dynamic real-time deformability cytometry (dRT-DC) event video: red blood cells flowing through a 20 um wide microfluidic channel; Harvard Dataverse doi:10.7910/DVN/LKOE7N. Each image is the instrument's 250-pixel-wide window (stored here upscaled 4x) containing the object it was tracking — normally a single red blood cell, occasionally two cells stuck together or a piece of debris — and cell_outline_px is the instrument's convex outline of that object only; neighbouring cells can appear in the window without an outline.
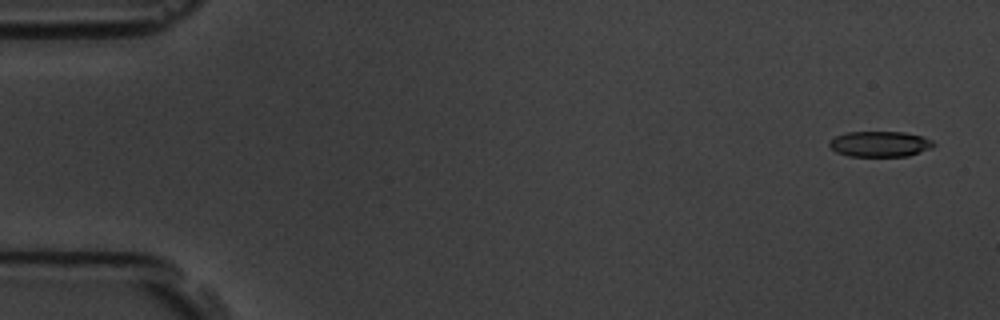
{"species": "common noctule bat (a hibernating species)", "species_latin": "Nyctalus noctula", "temperature_condition": "room temperature", "stored_images_in_passage": 5, "camera_frame_rate_fps": 3000, "um_per_image_px": 0.085, "animal": {"sex": "male", "body_mass_g": 19.5, "forearm_length_mm": 54.6}, "frame": {"image": 1, "passage_image": 1, "time_ms": 0.0, "image_size_px": [1000, 320], "cell_outline_px": [[936, 144], [932, 148], [908, 156], [848, 156], [836, 152], [828, 144], [828, 140], [844, 132], [904, 132], [920, 136], [932, 140]], "centroid_in_image_um": [74.77, 12.24], "position_along_channel_um": 10.2, "area_um2": 15.61}}
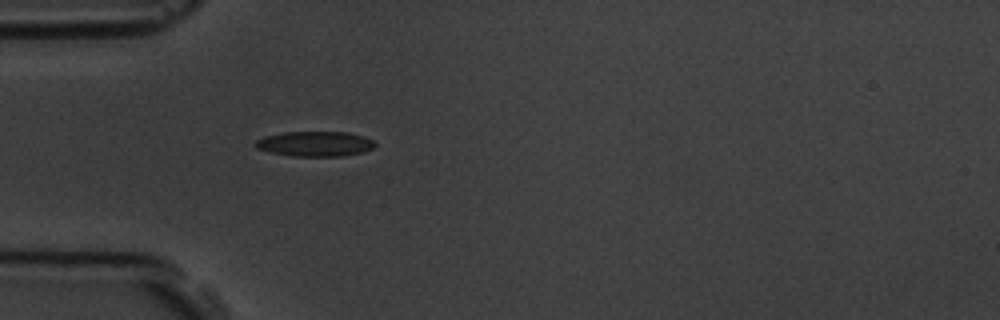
{"frame": {"image": 2, "passage_image": 5, "time_ms": 4.667, "image_size_px": [1000, 320], "cell_outline_px": [[376, 144], [372, 148], [364, 152], [344, 156], [292, 156], [272, 152], [256, 148], [252, 144], [256, 140], [264, 136], [284, 132], [348, 132], [364, 136], [372, 140]], "centroid_in_image_um": [26.77, 12.22], "position_along_channel_um": 58.2, "area_um2": 17.51}}